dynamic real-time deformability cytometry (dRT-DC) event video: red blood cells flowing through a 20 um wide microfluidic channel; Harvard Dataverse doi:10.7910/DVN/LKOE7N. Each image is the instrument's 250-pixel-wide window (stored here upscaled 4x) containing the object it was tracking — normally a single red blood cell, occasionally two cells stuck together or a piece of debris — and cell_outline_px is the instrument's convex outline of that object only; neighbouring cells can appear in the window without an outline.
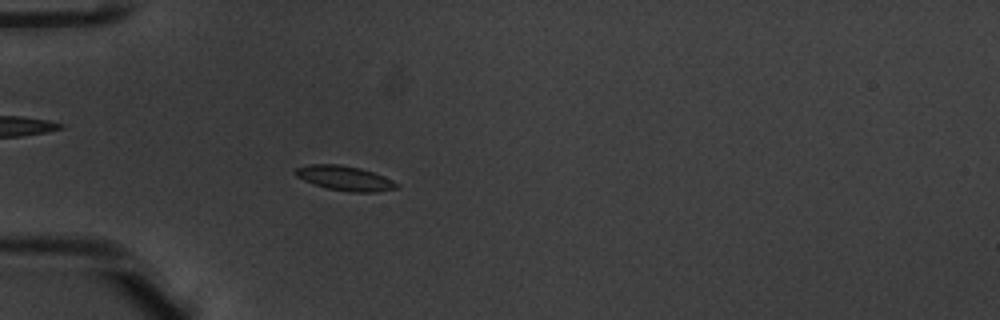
{"species": "common noctule bat (a hibernating species)", "species_latin": "Nyctalus noctula", "temperature_condition": "warm", "stored_images_in_passage": 54, "camera_frame_rate_fps": 3000, "um_per_image_px": 0.085, "animal": {"sex": "male", "body_mass_g": 20.1, "forearm_length_mm": 53.5}, "frame": {"image": 1, "passage_image": 17, "time_ms": 5.333, "image_size_px": [1000, 320], "cell_outline_px": [[400, 188], [376, 192], [348, 192], [328, 188], [304, 180], [296, 176], [292, 172], [296, 168], [308, 164], [340, 164], [360, 168], [384, 176], [400, 184]], "centroid_in_image_um": [29.33, 15.14], "position_along_channel_um": 55.7, "area_um2": 14.62}}
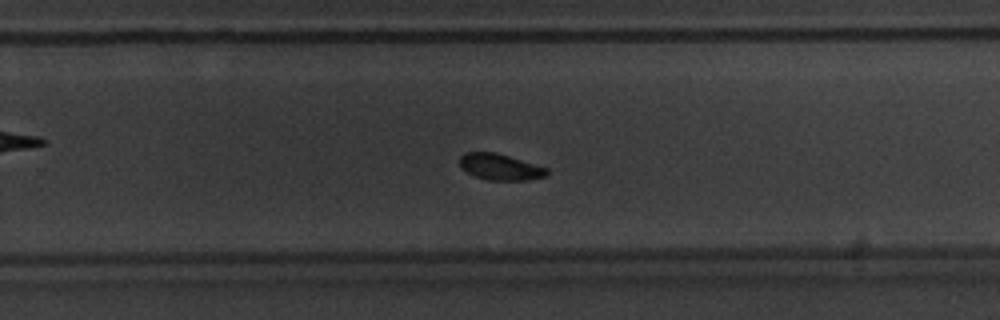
{"frame": {"image": 2, "passage_image": 36, "time_ms": 11.667, "image_size_px": [1000, 320], "cell_outline_px": [[548, 176], [524, 180], [488, 180], [476, 176], [460, 168], [460, 156], [464, 152], [496, 152], [548, 168]], "centroid_in_image_um": [42.51, 14.18], "position_along_channel_um": 287.3, "area_um2": 13.29}}
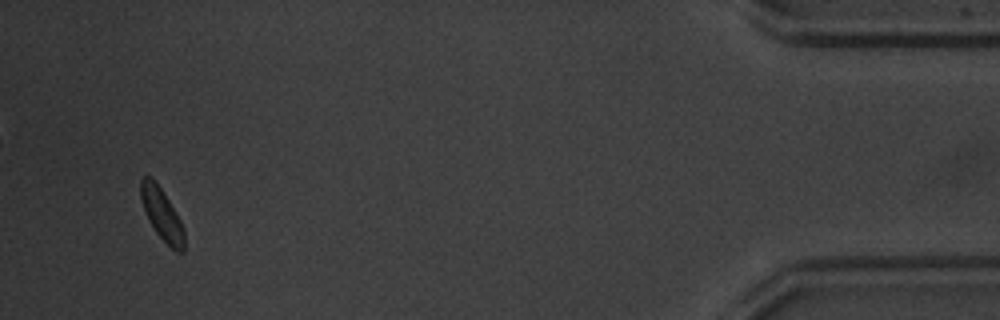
{"frame": {"image": 3, "passage_image": 52, "time_ms": 17.0, "image_size_px": [1000, 320], "cell_outline_px": [[184, 252], [176, 252], [156, 232], [148, 220], [140, 200], [140, 180], [144, 176], [152, 176], [156, 180], [164, 192], [180, 220], [184, 228]], "centroid_in_image_um": [13.73, 18.16], "position_along_channel_um": 421.5, "area_um2": 13.24}, "authors_computed_cell_mechanics": {"area_um2": 13.7564, "velocity_mm_per_s": 3.8149, "shape_relaxation_time_tau1_ms": 1.7723, "shape_relaxation_time_tau2_ms": null, "deformation_change_tau1": 0.1173, "deformation_change_tau2": null}}